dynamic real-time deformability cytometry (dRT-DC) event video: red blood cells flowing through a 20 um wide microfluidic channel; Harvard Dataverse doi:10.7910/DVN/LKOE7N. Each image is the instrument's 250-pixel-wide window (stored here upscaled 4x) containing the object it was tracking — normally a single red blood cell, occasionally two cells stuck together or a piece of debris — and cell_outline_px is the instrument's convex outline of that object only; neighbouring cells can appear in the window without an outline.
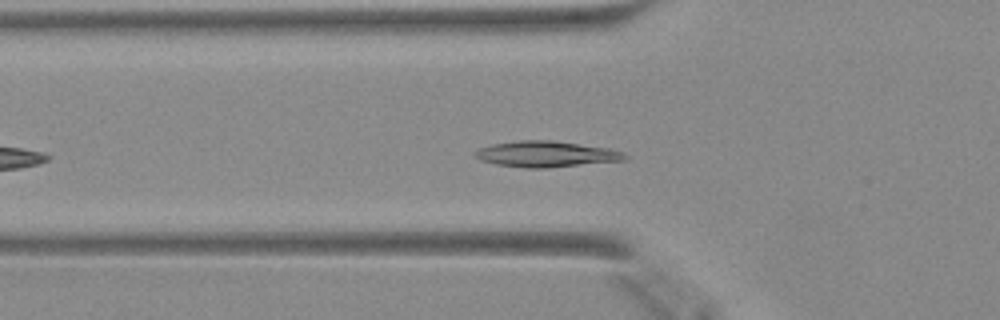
{"species": "Egyptian fruit bat (a non-hibernating species)", "species_latin": "Rousettus aegyptiacus", "temperature_condition": "warm", "stored_images_in_passage": 31, "camera_frame_rate_fps": 3000, "um_per_image_px": 0.085, "animal": {"sex": "female"}, "frame": {"image": 1, "passage_image": 7, "time_ms": 2.0, "image_size_px": [1000, 320], "cell_outline_px": [[628, 160], [548, 168], [524, 168], [496, 164], [480, 160], [472, 152], [480, 148], [492, 144], [516, 140], [552, 140], [608, 148], [624, 152], [628, 156]], "centroid_in_image_um": [46.44, 13.1], "position_along_channel_um": 79.4, "area_um2": 22.83}}
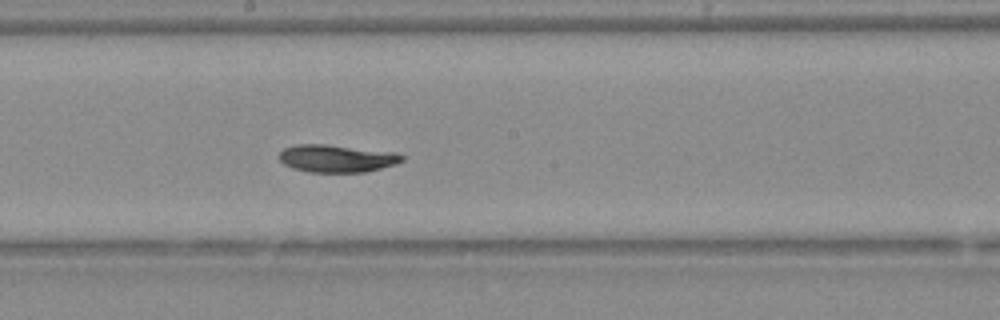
{"frame": {"image": 2, "passage_image": 17, "time_ms": 5.333, "image_size_px": [1000, 320], "cell_outline_px": [[404, 160], [396, 164], [368, 172], [308, 172], [292, 168], [284, 164], [276, 156], [284, 148], [296, 144], [324, 144], [396, 152], [404, 156]], "centroid_in_image_um": [28.61, 13.47], "position_along_channel_um": 219.6, "area_um2": 19.94}}
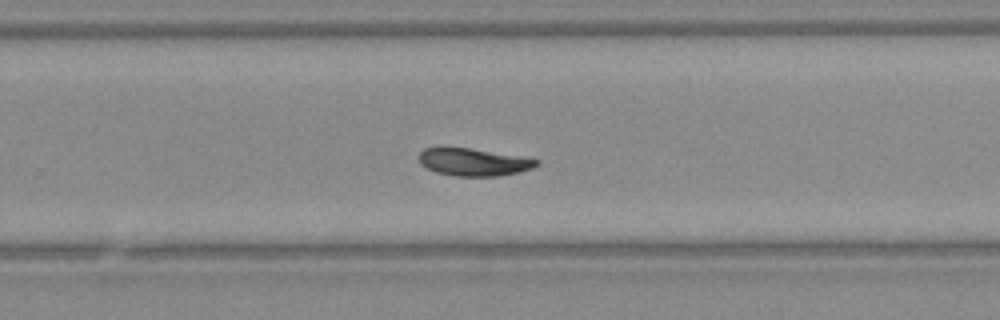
{"frame": {"image": 3, "passage_image": 22, "time_ms": 7.0, "image_size_px": [1000, 320], "cell_outline_px": [[540, 164], [532, 168], [520, 172], [500, 176], [452, 176], [436, 172], [420, 164], [420, 152], [424, 148], [468, 148], [524, 156], [540, 160]], "centroid_in_image_um": [40.32, 13.78], "position_along_channel_um": 289.5, "area_um2": 18.9}}